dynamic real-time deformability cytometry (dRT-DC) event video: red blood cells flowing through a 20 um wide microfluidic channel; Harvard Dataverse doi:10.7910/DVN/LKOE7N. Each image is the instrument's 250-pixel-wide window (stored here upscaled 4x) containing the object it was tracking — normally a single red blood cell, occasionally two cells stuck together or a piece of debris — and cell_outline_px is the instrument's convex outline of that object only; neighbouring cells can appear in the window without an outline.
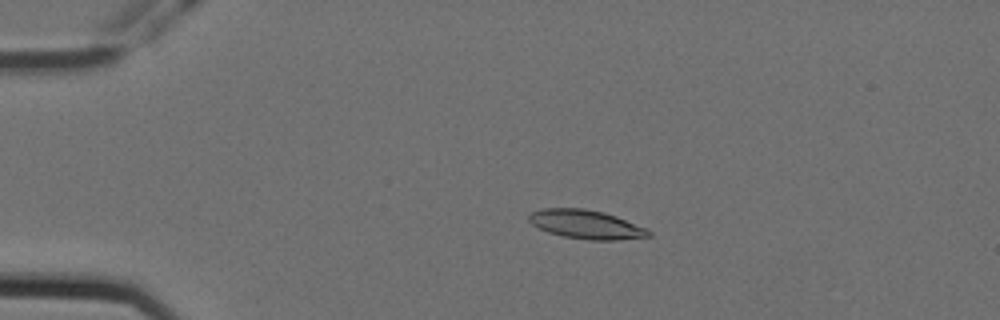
{"species": "Egyptian fruit bat (a non-hibernating species)", "species_latin": "Rousettus aegyptiacus", "temperature_condition": "cold", "stored_images_in_passage": 4, "camera_frame_rate_fps": 3000, "um_per_image_px": 0.085, "animal": {"sex": "female"}, "frame": {"image": 1, "passage_image": 3, "time_ms": 0.667, "image_size_px": [1000, 320], "cell_outline_px": [[652, 236], [616, 240], [588, 240], [564, 236], [548, 232], [532, 224], [528, 220], [528, 216], [532, 212], [544, 208], [584, 208], [604, 212], [616, 216], [648, 228], [652, 232]], "centroid_in_image_um": [49.86, 19.07], "position_along_channel_um": 35.1, "area_um2": 20.17}}